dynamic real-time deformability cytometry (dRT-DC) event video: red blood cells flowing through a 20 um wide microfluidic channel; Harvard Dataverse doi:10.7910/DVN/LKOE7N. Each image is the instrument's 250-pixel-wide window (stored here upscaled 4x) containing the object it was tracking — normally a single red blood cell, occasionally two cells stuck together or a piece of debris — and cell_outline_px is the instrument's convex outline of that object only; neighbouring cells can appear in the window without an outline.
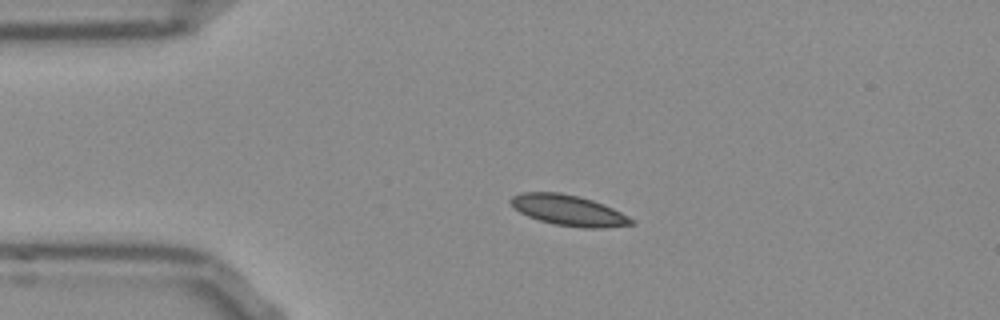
{"species": "Egyptian fruit bat (a non-hibernating species)", "species_latin": "Rousettus aegyptiacus", "temperature_condition": "room temperature", "stored_images_in_passage": 43, "camera_frame_rate_fps": 3000, "um_per_image_px": 0.085, "frame": {"image": 1, "passage_image": 1, "time_ms": 0.0, "image_size_px": [1000, 320], "cell_outline_px": [[636, 224], [604, 228], [580, 228], [552, 224], [528, 216], [520, 212], [508, 200], [512, 196], [520, 192], [560, 192], [592, 200], [604, 204], [636, 220]], "centroid_in_image_um": [48.35, 17.89], "position_along_channel_um": 36.6, "area_um2": 21.62}}
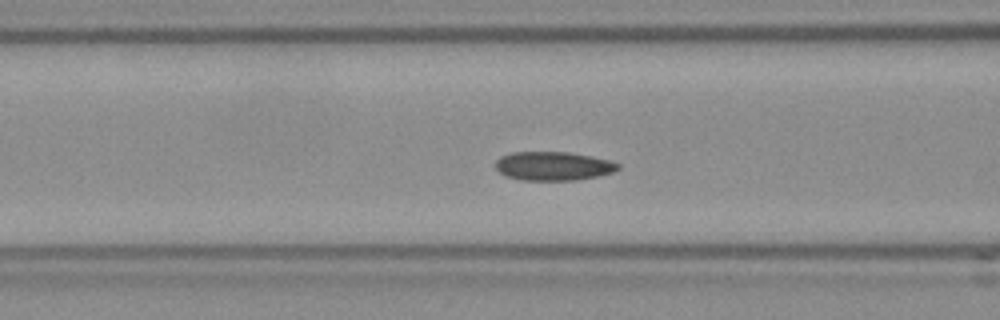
{"frame": {"image": 2, "passage_image": 10, "time_ms": 3.0, "image_size_px": [1000, 320], "cell_outline_px": [[620, 168], [612, 172], [600, 176], [576, 180], [520, 180], [504, 176], [496, 168], [496, 160], [500, 156], [512, 152], [568, 152], [592, 156], [608, 160], [620, 164]], "centroid_in_image_um": [47.02, 14.11], "position_along_channel_um": 119.6, "area_um2": 20.69}}
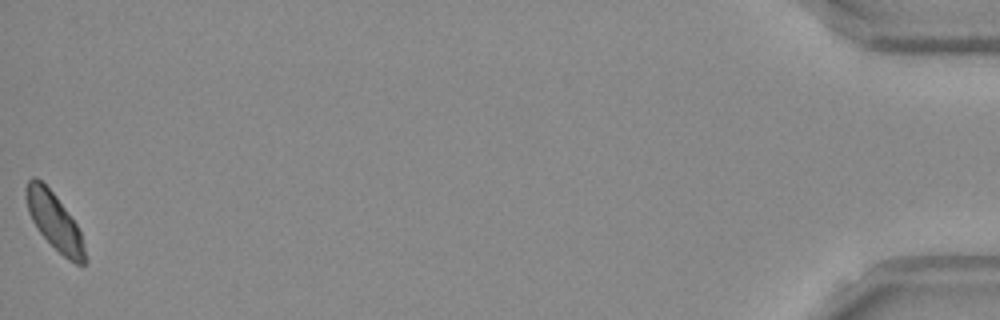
{"frame": {"image": 3, "passage_image": 43, "time_ms": 14.0, "image_size_px": [1000, 320], "cell_outline_px": [[88, 260], [84, 264], [76, 264], [68, 260], [36, 228], [28, 212], [24, 196], [24, 188], [28, 180], [32, 176], [36, 176], [52, 192], [76, 224], [80, 232]], "centroid_in_image_um": [4.6, 18.8], "position_along_channel_um": 430.6, "area_um2": 19.31}, "authors_computed_cell_mechanics": {"area_um2": 20.3456, "velocity_mm_per_s": 3.7623, "shape_relaxation_time_tau1_ms": 4.4891, "shape_relaxation_time_tau2_ms": null, "deformation_change_tau1": 0.0772, "deformation_change_tau2": null}}